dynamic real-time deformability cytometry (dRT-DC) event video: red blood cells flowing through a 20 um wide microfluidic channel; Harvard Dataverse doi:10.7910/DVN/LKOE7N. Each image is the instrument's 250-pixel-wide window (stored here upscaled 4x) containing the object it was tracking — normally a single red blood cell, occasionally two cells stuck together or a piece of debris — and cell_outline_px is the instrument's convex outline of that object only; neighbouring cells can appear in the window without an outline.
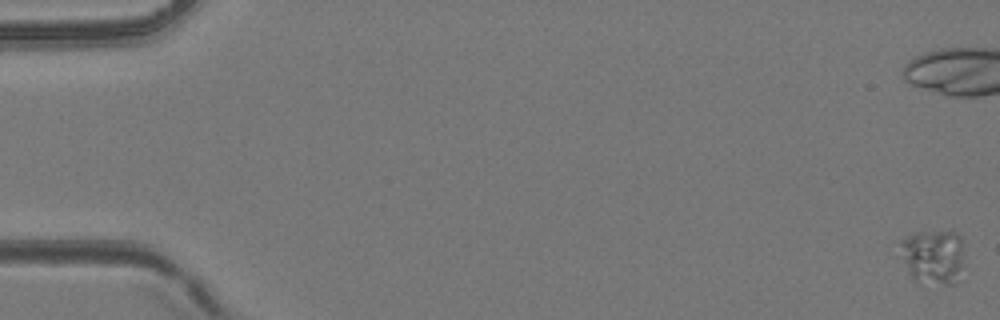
{"species": "common noctule bat (a hibernating species)", "species_latin": "Nyctalus noctula", "temperature_condition": "room temperature", "stored_images_in_passage": 8, "camera_frame_rate_fps": 3000, "um_per_image_px": 0.085, "animal": {"sex": "female", "body_mass_g": 24.6, "forearm_length_mm": 56.2}, "frame": {"image": 1, "passage_image": 1, "time_ms": 0.0, "image_size_px": [1000, 320], "cell_outline_px": [[964, 252], [956, 284], [920, 288], [916, 284], [908, 272], [904, 260], [900, 244], [900, 240], [908, 236], [920, 232], [956, 232], [960, 236]], "centroid_in_image_um": [79.31, 21.92], "position_along_channel_um": 5.7, "area_um2": 20.98}}